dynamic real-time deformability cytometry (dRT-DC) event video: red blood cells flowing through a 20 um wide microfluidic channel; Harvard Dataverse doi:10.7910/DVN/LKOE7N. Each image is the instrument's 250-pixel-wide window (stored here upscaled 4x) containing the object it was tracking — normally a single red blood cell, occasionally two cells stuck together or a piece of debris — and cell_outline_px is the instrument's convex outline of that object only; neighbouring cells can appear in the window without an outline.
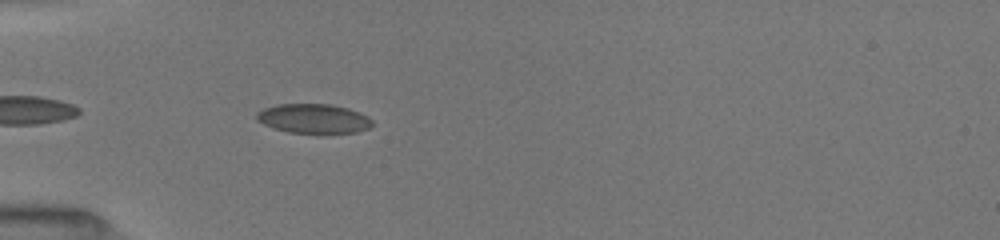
{"species": "common noctule bat (a hibernating species)", "species_latin": "Nyctalus noctula", "temperature_condition": "room temperature", "stored_images_in_passage": 26, "camera_frame_rate_fps": 3000, "um_per_image_px": 0.085, "animal": {"sex": "female", "body_mass_g": 19.5, "forearm_length_mm": 54.1}, "frame": {"image": 1, "passage_image": 4, "time_ms": 1.0, "image_size_px": [1000, 240], "cell_outline_px": [[372, 124], [368, 128], [356, 132], [320, 136], [288, 132], [264, 124], [256, 120], [256, 112], [264, 108], [276, 104], [332, 104], [348, 108], [360, 112], [368, 116], [372, 120]], "centroid_in_image_um": [26.68, 10.11], "position_along_channel_um": 58.3, "area_um2": 20.58}}
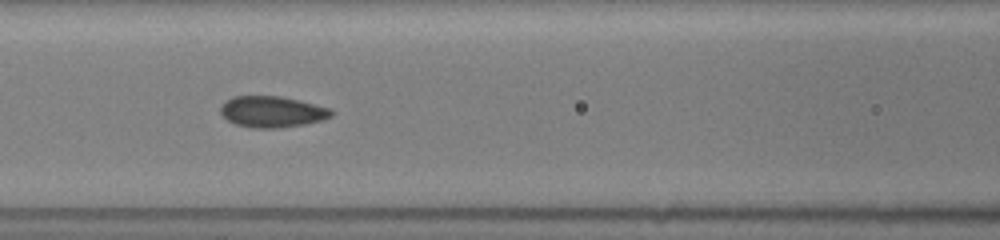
{"frame": {"image": 2, "passage_image": 11, "time_ms": 3.333, "image_size_px": [1000, 240], "cell_outline_px": [[336, 112], [332, 116], [320, 120], [304, 124], [280, 128], [252, 128], [236, 124], [228, 120], [220, 112], [220, 104], [232, 96], [280, 96], [300, 100], [332, 108]], "centroid_in_image_um": [23.14, 9.49], "position_along_channel_um": 143.5, "area_um2": 20.35}}
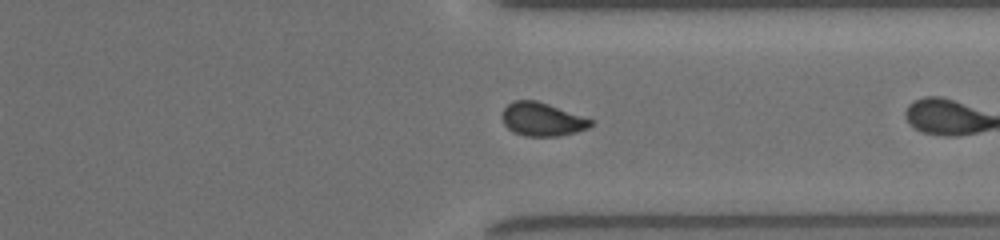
{"frame": {"image": 3, "passage_image": 25, "time_ms": 8.0, "image_size_px": [1000, 240], "cell_outline_px": [[592, 124], [588, 128], [576, 132], [560, 136], [524, 136], [512, 132], [504, 124], [500, 116], [504, 108], [512, 100], [536, 100], [548, 104], [592, 120]], "centroid_in_image_um": [46.02, 10.15], "position_along_channel_um": 365.4, "area_um2": 17.22}}